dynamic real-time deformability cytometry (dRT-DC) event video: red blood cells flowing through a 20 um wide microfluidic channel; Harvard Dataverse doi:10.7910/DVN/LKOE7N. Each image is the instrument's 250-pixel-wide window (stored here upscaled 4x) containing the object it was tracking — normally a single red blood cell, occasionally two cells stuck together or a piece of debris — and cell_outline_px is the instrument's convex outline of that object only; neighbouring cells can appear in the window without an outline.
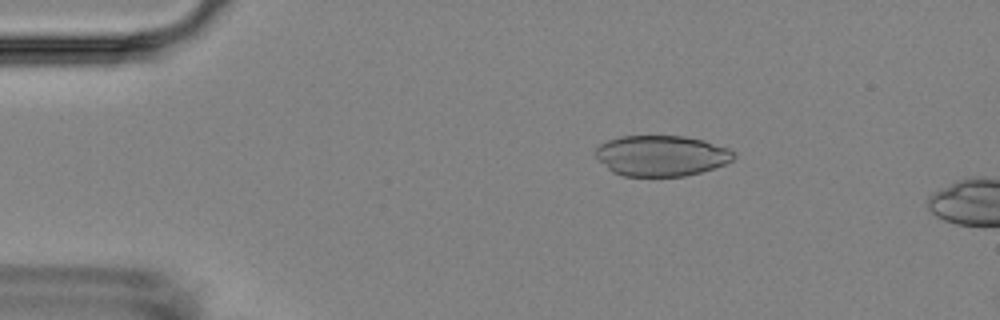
{"species": "Egyptian fruit bat (a non-hibernating species)", "species_latin": "Rousettus aegyptiacus", "temperature_condition": "room temperature", "stored_images_in_passage": 4, "camera_frame_rate_fps": 3000, "um_per_image_px": 0.085, "animal": {"sex": "female"}, "frame": {"image": 1, "passage_image": 2, "time_ms": 2.333, "image_size_px": [1000, 320], "cell_outline_px": [[736, 156], [732, 160], [724, 164], [700, 172], [684, 176], [624, 176], [612, 172], [592, 152], [600, 144], [608, 140], [620, 136], [684, 136], [704, 140], [728, 148], [736, 152]], "centroid_in_image_um": [56.21, 13.23], "position_along_channel_um": 28.8, "area_um2": 32.77}}